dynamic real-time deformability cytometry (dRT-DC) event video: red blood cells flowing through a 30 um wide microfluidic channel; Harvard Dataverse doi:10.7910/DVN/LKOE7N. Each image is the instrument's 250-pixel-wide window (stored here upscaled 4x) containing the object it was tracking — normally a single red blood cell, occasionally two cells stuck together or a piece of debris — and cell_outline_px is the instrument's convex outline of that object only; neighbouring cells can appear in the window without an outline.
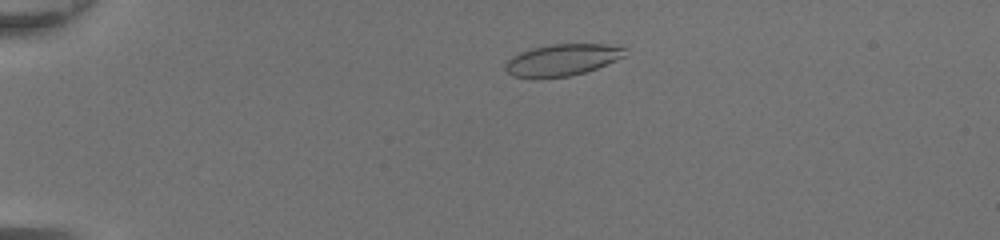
{"species": "common noctule bat (a hibernating species)", "species_latin": "Nyctalus noctula", "temperature_condition": "room temperature", "stored_images_in_passage": 45, "camera_frame_rate_fps": 3000, "um_per_image_px": 0.085, "animal": {"sex": "female", "body_mass_g": 20.0, "forearm_length_mm": 54.0}, "frame": {"image": 1, "passage_image": 8, "time_ms": 2.333, "image_size_px": [1000, 240], "cell_outline_px": [[628, 48], [624, 56], [616, 60], [596, 68], [584, 72], [568, 76], [512, 76], [504, 68], [504, 64], [512, 56], [520, 52], [532, 48], [552, 44], [604, 44]], "centroid_in_image_um": [47.8, 5.06], "position_along_channel_um": 37.2, "area_um2": 21.56}}
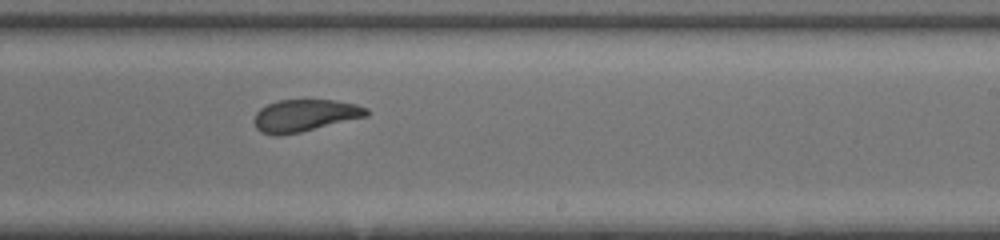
{"frame": {"image": 2, "passage_image": 28, "time_ms": 9.0, "image_size_px": [1000, 240], "cell_outline_px": [[368, 116], [300, 132], [280, 136], [276, 136], [260, 132], [256, 128], [252, 120], [256, 112], [260, 108], [276, 100], [332, 100], [356, 104], [368, 108]], "centroid_in_image_um": [25.86, 9.82], "position_along_channel_um": 263.1, "area_um2": 21.15}}
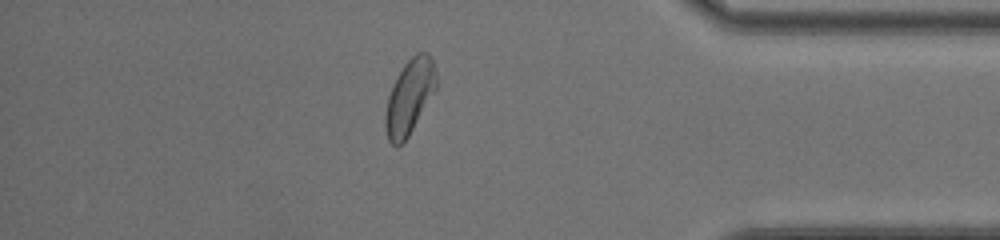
{"frame": {"image": 3, "passage_image": 39, "time_ms": 12.667, "image_size_px": [1000, 240], "cell_outline_px": [[436, 88], [408, 136], [396, 148], [388, 140], [384, 128], [384, 116], [388, 96], [392, 84], [404, 64], [416, 52], [428, 52], [432, 60], [436, 72]], "centroid_in_image_um": [34.77, 8.23], "position_along_channel_um": 400.4, "area_um2": 22.02}, "authors_computed_cell_mechanics": {"area_um2": 22.7154, "velocity_mm_per_s": 4.3699, "shape_relaxation_time_tau1_ms": 3.8103, "shape_relaxation_time_tau2_ms": 1.3407, "deformation_change_tau1": 0.1242, "deformation_change_tau2": 0.0824}}